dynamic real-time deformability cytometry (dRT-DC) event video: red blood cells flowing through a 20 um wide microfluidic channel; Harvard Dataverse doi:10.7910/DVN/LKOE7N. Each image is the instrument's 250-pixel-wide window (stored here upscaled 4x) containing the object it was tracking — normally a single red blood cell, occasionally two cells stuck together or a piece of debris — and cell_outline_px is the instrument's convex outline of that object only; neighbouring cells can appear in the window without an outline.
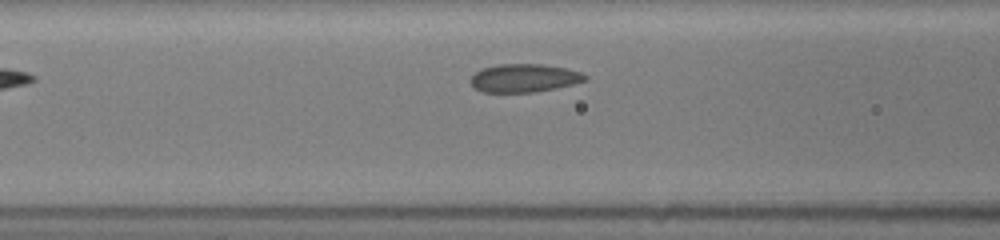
{"species": "common noctule bat (a hibernating species)", "species_latin": "Nyctalus noctula", "temperature_condition": "room temperature", "stored_images_in_passage": 3, "camera_frame_rate_fps": 3000, "um_per_image_px": 0.085, "animal": {"sex": "female", "body_mass_g": 19.5, "forearm_length_mm": 54.1}, "frame": {"image": 1, "passage_image": 3, "time_ms": 2.333, "image_size_px": [1000, 240], "cell_outline_px": [[588, 80], [572, 84], [536, 92], [484, 92], [476, 88], [472, 84], [472, 76], [476, 72], [484, 68], [500, 64], [544, 64], [564, 68], [580, 72], [588, 76]], "centroid_in_image_um": [44.59, 6.63], "position_along_channel_um": 122.0, "area_um2": 18.55}}